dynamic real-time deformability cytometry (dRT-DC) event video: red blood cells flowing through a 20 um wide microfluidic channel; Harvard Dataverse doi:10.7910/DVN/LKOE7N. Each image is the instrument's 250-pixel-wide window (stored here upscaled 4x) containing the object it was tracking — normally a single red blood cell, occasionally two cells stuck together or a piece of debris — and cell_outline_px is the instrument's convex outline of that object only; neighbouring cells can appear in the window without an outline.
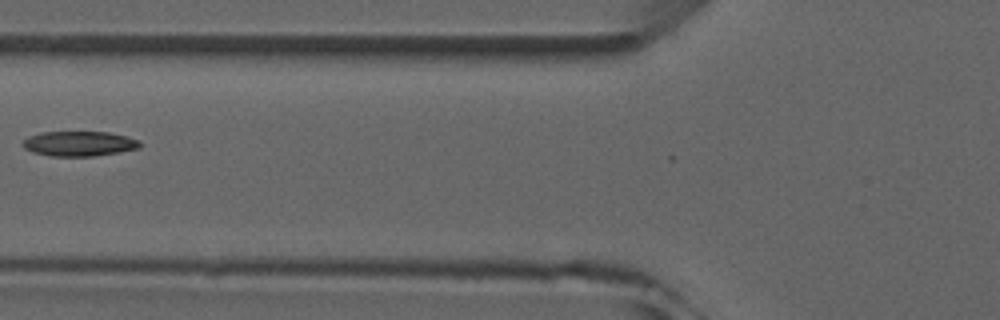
{"species": "common noctule bat (a hibernating species)", "species_latin": "Nyctalus noctula", "temperature_condition": "room temperature", "stored_images_in_passage": 7, "camera_frame_rate_fps": 3000, "um_per_image_px": 0.085, "animal": {"sex": "male", "forearm_length_mm": 52.5}, "frame": {"image": 1, "passage_image": 6, "time_ms": 5.667, "image_size_px": [1000, 320], "cell_outline_px": [[140, 148], [120, 152], [92, 156], [52, 156], [32, 152], [24, 148], [20, 144], [28, 136], [40, 132], [108, 132], [128, 136], [140, 140]], "centroid_in_image_um": [6.72, 12.2], "position_along_channel_um": 119.1, "area_um2": 17.17}}
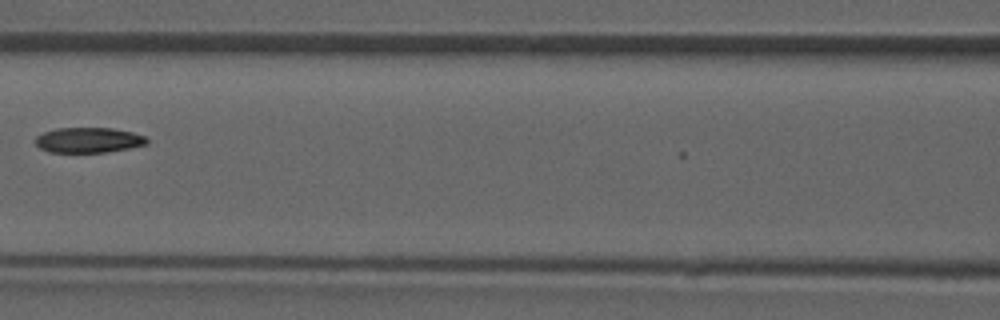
{"frame": {"image": 2, "passage_image": 7, "time_ms": 6.667, "image_size_px": [1000, 320], "cell_outline_px": [[148, 144], [128, 148], [104, 152], [48, 152], [40, 148], [36, 144], [36, 136], [44, 132], [56, 128], [112, 128], [132, 132], [144, 136], [148, 140]], "centroid_in_image_um": [7.51, 11.9], "position_along_channel_um": 159.1, "area_um2": 16.3}}